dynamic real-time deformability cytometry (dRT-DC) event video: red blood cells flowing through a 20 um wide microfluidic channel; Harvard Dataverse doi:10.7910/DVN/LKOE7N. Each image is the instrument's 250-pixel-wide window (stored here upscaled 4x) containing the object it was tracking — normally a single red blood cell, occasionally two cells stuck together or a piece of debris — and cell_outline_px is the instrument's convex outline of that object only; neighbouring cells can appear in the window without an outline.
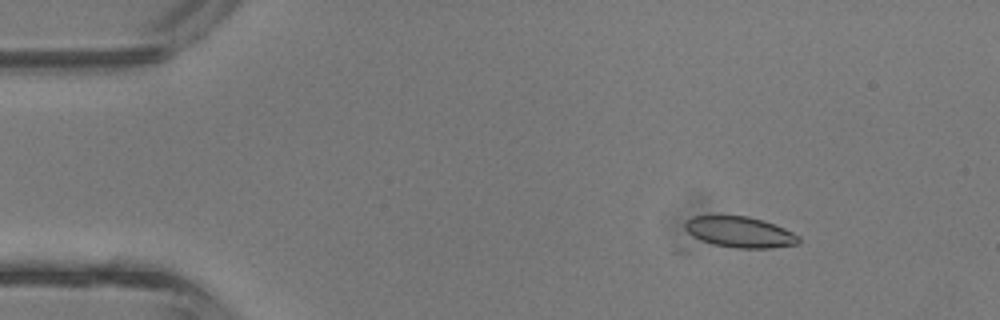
{"species": "common noctule bat (a hibernating species)", "species_latin": "Nyctalus noctula", "temperature_condition": "room temperature", "stored_images_in_passage": 42, "camera_frame_rate_fps": 3000, "um_per_image_px": 0.085, "animal": {"sex": "male", "body_mass_g": 13.3}, "frame": {"image": 1, "passage_image": 5, "time_ms": 1.333, "image_size_px": [1000, 320], "cell_outline_px": [[800, 240], [796, 244], [772, 248], [688, 252], [676, 252], [672, 248], [684, 224], [692, 216], [748, 216], [764, 220], [776, 224], [800, 236]], "centroid_in_image_um": [62.18, 19.93], "position_along_channel_um": 22.8, "area_um2": 25.55}}
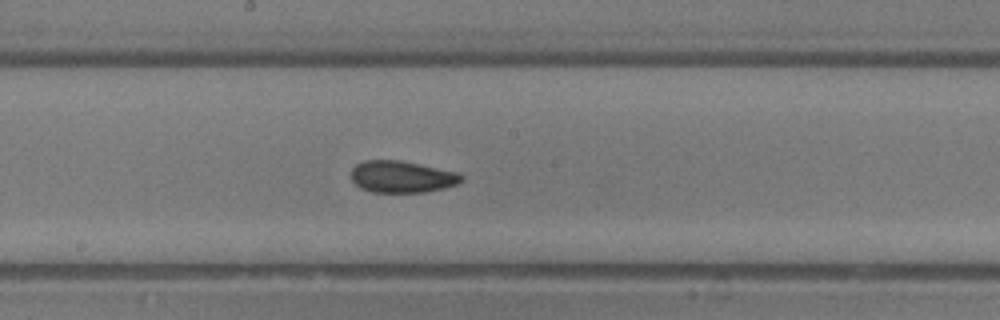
{"frame": {"image": 2, "passage_image": 22, "time_ms": 7.0, "image_size_px": [1000, 320], "cell_outline_px": [[464, 180], [456, 184], [444, 188], [424, 192], [372, 192], [360, 188], [352, 180], [352, 168], [356, 164], [364, 160], [400, 160], [420, 164], [456, 172], [464, 176]], "centroid_in_image_um": [34.15, 15.02], "position_along_channel_um": 214.0, "area_um2": 20.4}}
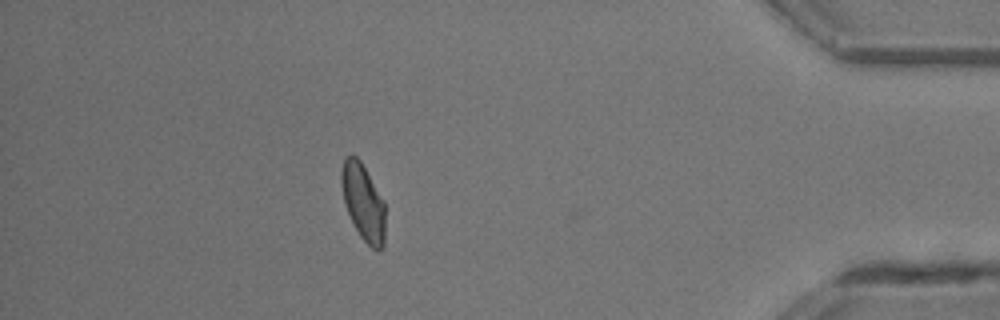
{"frame": {"image": 3, "passage_image": 37, "time_ms": 12.0, "image_size_px": [1000, 320], "cell_outline_px": [[384, 248], [376, 252], [360, 236], [348, 212], [344, 200], [340, 184], [340, 172], [344, 156], [356, 156], [360, 160], [384, 200]], "centroid_in_image_um": [30.87, 17.17], "position_along_channel_um": 404.3, "area_um2": 19.54}, "authors_computed_cell_mechanics": {"area_um2": 20.0855, "velocity_mm_per_s": 4.7936, "shape_relaxation_time_tau1_ms": 5.0917, "shape_relaxation_time_tau2_ms": 1.2403, "deformation_change_tau1": 0.1123, "deformation_change_tau2": 0.0626}}